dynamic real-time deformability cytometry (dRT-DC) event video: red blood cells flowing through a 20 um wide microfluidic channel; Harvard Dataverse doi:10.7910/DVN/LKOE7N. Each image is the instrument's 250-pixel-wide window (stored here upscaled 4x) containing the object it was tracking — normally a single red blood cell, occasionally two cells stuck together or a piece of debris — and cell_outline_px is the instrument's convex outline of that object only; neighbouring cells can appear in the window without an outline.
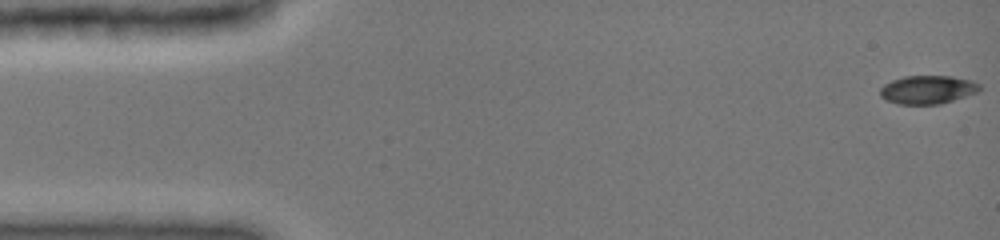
{"species": "common noctule bat (a hibernating species)", "species_latin": "Nyctalus noctula", "temperature_condition": "cold", "stored_images_in_passage": 42, "camera_frame_rate_fps": 3000, "um_per_image_px": 0.085, "animal": {"sex": "female", "body_mass_g": 19.0, "forearm_length_mm": 51.5}, "frame": {"image": 1, "passage_image": 1, "time_ms": 0.0, "image_size_px": [1000, 240], "cell_outline_px": [[980, 92], [940, 104], [896, 104], [880, 96], [880, 88], [884, 84], [892, 80], [904, 76], [952, 76], [972, 80], [980, 84]], "centroid_in_image_um": [78.87, 7.62], "position_along_channel_um": 6.1, "area_um2": 16.59}}
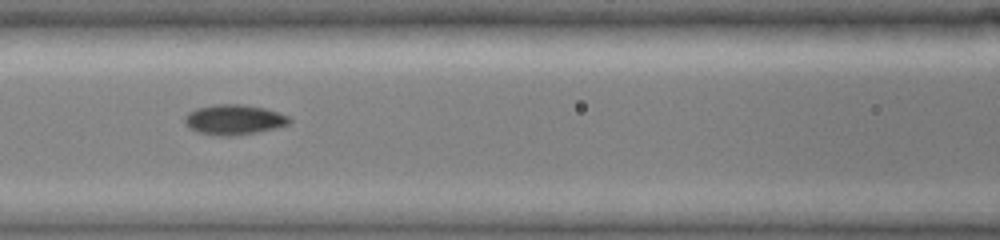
{"frame": {"image": 2, "passage_image": 19, "time_ms": 6.0, "image_size_px": [1000, 240], "cell_outline_px": [[292, 120], [288, 124], [276, 128], [236, 136], [220, 136], [196, 132], [188, 128], [184, 124], [184, 116], [188, 112], [196, 108], [216, 104], [244, 104], [264, 108], [288, 116]], "centroid_in_image_um": [19.84, 10.18], "position_along_channel_um": 146.8, "area_um2": 18.55}}
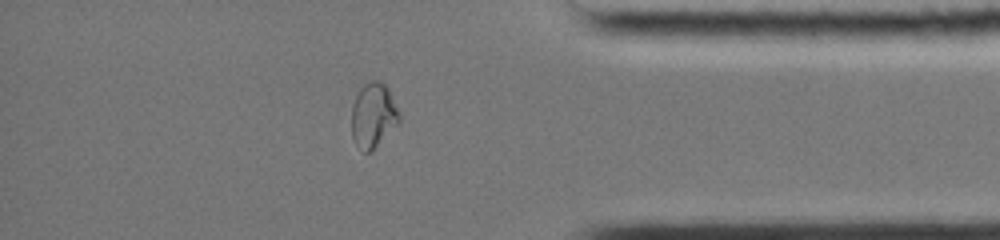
{"frame": {"image": 3, "passage_image": 36, "time_ms": 11.667, "image_size_px": [1000, 240], "cell_outline_px": [[400, 120], [372, 152], [364, 152], [352, 140], [352, 104], [360, 88], [364, 84], [372, 80], [380, 80], [388, 88], [400, 112]], "centroid_in_image_um": [31.72, 9.8], "position_along_channel_um": 403.5, "area_um2": 18.03}, "authors_computed_cell_mechanics": {"area_um2": 17.34, "velocity_mm_per_s": 4.0372, "shape_relaxation_time_tau1_ms": 7.942, "shape_relaxation_time_tau2_ms": null, "deformation_change_tau1": 0.2299, "deformation_change_tau2": null}}